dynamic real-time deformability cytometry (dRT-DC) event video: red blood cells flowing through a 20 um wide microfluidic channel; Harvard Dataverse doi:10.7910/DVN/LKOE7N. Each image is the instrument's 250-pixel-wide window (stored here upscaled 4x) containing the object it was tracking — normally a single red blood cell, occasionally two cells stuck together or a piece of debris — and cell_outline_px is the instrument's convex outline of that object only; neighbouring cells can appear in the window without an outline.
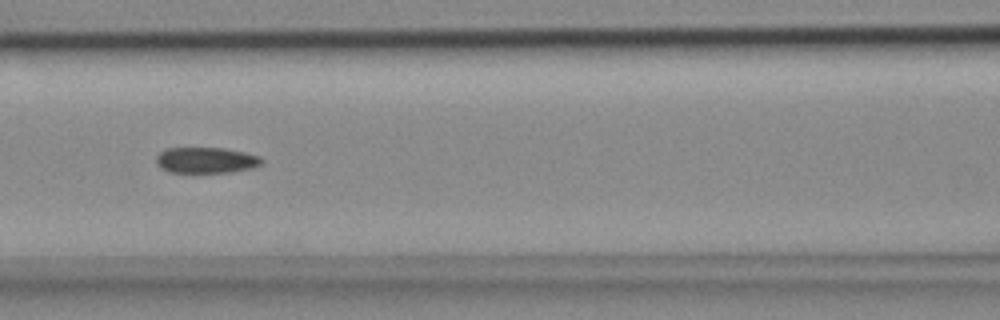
{"species": "common noctule bat (a hibernating species)", "species_latin": "Nyctalus noctula", "temperature_condition": "cold", "stored_images_in_passage": 9, "segment_of_instrument_passage": [1, 2], "camera_frame_rate_fps": 3000, "um_per_image_px": 0.085, "animal": {"sex": "female", "body_mass_g": 18.4}, "frame": {"image": 1, "passage_image": 4, "time_ms": 1.0, "image_size_px": [1000, 320], "cell_outline_px": [[264, 160], [260, 164], [252, 168], [232, 172], [168, 172], [160, 168], [156, 164], [156, 156], [160, 152], [168, 148], [224, 148], [244, 152], [260, 156]], "centroid_in_image_um": [17.5, 13.62], "position_along_channel_um": 149.1, "area_um2": 15.95}}
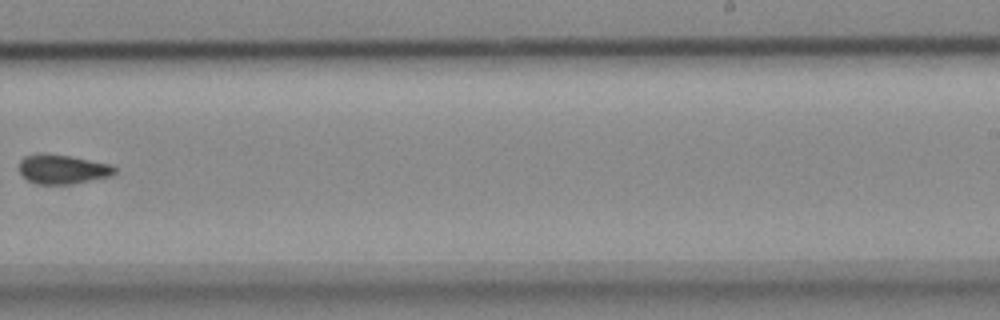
{"frame": {"image": 2, "passage_image": 7, "time_ms": 2.0, "image_size_px": [1000, 320], "cell_outline_px": [[116, 172], [112, 176], [68, 184], [40, 184], [28, 180], [20, 172], [20, 160], [24, 156], [36, 152], [48, 152], [72, 156], [112, 164], [116, 168]], "centroid_in_image_um": [5.32, 14.34], "position_along_channel_um": 283.7, "area_um2": 16.59}}
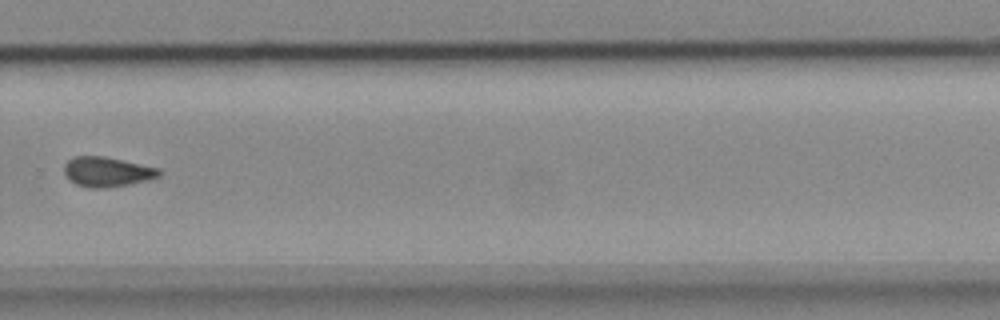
{"frame": {"image": 3, "passage_image": 8, "time_ms": 2.333, "image_size_px": [1000, 320], "cell_outline_px": [[160, 176], [148, 180], [108, 188], [88, 188], [76, 184], [68, 180], [64, 176], [64, 164], [68, 160], [76, 156], [104, 156], [160, 168]], "centroid_in_image_um": [9.07, 14.61], "position_along_channel_um": 320.7, "area_um2": 16.65}}